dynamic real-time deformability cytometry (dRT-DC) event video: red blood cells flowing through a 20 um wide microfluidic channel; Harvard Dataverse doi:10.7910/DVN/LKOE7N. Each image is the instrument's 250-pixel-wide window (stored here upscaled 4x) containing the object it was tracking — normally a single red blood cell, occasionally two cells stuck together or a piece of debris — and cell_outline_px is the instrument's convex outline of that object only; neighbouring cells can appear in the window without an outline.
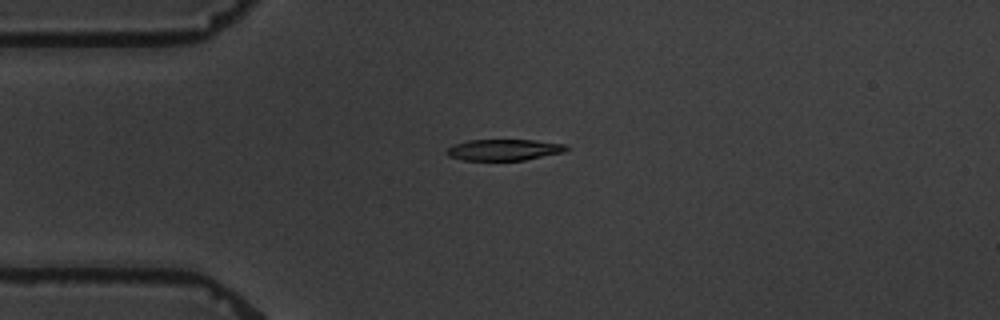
{"species": "common noctule bat (a hibernating species)", "species_latin": "Nyctalus noctula", "temperature_condition": "warm", "stored_images_in_passage": 1, "camera_frame_rate_fps": 3000, "um_per_image_px": 0.085, "animal": {"sex": "male", "body_mass_g": 19.5, "forearm_length_mm": 54.6}, "frame": {"image": 1, "passage_image": 1, "time_ms": 0.0, "image_size_px": [1000, 320], "cell_outline_px": [[568, 148], [564, 152], [524, 160], [464, 160], [448, 156], [444, 152], [448, 148], [456, 144], [468, 140], [536, 140], [564, 144]], "centroid_in_image_um": [42.82, 12.73], "position_along_channel_um": 42.2, "area_um2": 14.68}}